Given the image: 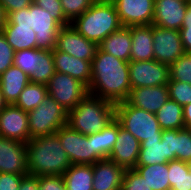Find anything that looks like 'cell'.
Listing matches in <instances>:
<instances>
[{
    "label": "cell",
    "mask_w": 191,
    "mask_h": 190,
    "mask_svg": "<svg viewBox=\"0 0 191 190\" xmlns=\"http://www.w3.org/2000/svg\"><path fill=\"white\" fill-rule=\"evenodd\" d=\"M91 68L89 94L114 104L126 101L131 90L129 62L103 52L98 47Z\"/></svg>",
    "instance_id": "1"
},
{
    "label": "cell",
    "mask_w": 191,
    "mask_h": 190,
    "mask_svg": "<svg viewBox=\"0 0 191 190\" xmlns=\"http://www.w3.org/2000/svg\"><path fill=\"white\" fill-rule=\"evenodd\" d=\"M26 145L29 175L63 176L72 165L56 134L32 138Z\"/></svg>",
    "instance_id": "2"
},
{
    "label": "cell",
    "mask_w": 191,
    "mask_h": 190,
    "mask_svg": "<svg viewBox=\"0 0 191 190\" xmlns=\"http://www.w3.org/2000/svg\"><path fill=\"white\" fill-rule=\"evenodd\" d=\"M70 24L83 37L97 45L111 33L123 27L114 3L101 0H96L89 9Z\"/></svg>",
    "instance_id": "3"
},
{
    "label": "cell",
    "mask_w": 191,
    "mask_h": 190,
    "mask_svg": "<svg viewBox=\"0 0 191 190\" xmlns=\"http://www.w3.org/2000/svg\"><path fill=\"white\" fill-rule=\"evenodd\" d=\"M115 108L116 104L88 93L68 111L67 125L86 136L100 132L115 119Z\"/></svg>",
    "instance_id": "4"
},
{
    "label": "cell",
    "mask_w": 191,
    "mask_h": 190,
    "mask_svg": "<svg viewBox=\"0 0 191 190\" xmlns=\"http://www.w3.org/2000/svg\"><path fill=\"white\" fill-rule=\"evenodd\" d=\"M115 119L140 143L145 140L161 139V130L156 114L130 105L127 101L116 104Z\"/></svg>",
    "instance_id": "5"
},
{
    "label": "cell",
    "mask_w": 191,
    "mask_h": 190,
    "mask_svg": "<svg viewBox=\"0 0 191 190\" xmlns=\"http://www.w3.org/2000/svg\"><path fill=\"white\" fill-rule=\"evenodd\" d=\"M68 112L49 95L28 113L30 139L55 134L67 124Z\"/></svg>",
    "instance_id": "6"
},
{
    "label": "cell",
    "mask_w": 191,
    "mask_h": 190,
    "mask_svg": "<svg viewBox=\"0 0 191 190\" xmlns=\"http://www.w3.org/2000/svg\"><path fill=\"white\" fill-rule=\"evenodd\" d=\"M13 65L24 71L31 83L47 85L56 72L52 50L34 48L16 51Z\"/></svg>",
    "instance_id": "7"
},
{
    "label": "cell",
    "mask_w": 191,
    "mask_h": 190,
    "mask_svg": "<svg viewBox=\"0 0 191 190\" xmlns=\"http://www.w3.org/2000/svg\"><path fill=\"white\" fill-rule=\"evenodd\" d=\"M71 164L93 165L101 160L95 153L93 145V134L83 135L71 129L67 124L55 133Z\"/></svg>",
    "instance_id": "8"
},
{
    "label": "cell",
    "mask_w": 191,
    "mask_h": 190,
    "mask_svg": "<svg viewBox=\"0 0 191 190\" xmlns=\"http://www.w3.org/2000/svg\"><path fill=\"white\" fill-rule=\"evenodd\" d=\"M48 95L67 110L74 109L89 93L88 87L65 73L55 72L47 84Z\"/></svg>",
    "instance_id": "9"
},
{
    "label": "cell",
    "mask_w": 191,
    "mask_h": 190,
    "mask_svg": "<svg viewBox=\"0 0 191 190\" xmlns=\"http://www.w3.org/2000/svg\"><path fill=\"white\" fill-rule=\"evenodd\" d=\"M29 26L36 33V48L54 50L61 25L50 16V13L32 3L29 6Z\"/></svg>",
    "instance_id": "10"
},
{
    "label": "cell",
    "mask_w": 191,
    "mask_h": 190,
    "mask_svg": "<svg viewBox=\"0 0 191 190\" xmlns=\"http://www.w3.org/2000/svg\"><path fill=\"white\" fill-rule=\"evenodd\" d=\"M131 88L167 85L170 80L169 66L156 60L130 61Z\"/></svg>",
    "instance_id": "11"
},
{
    "label": "cell",
    "mask_w": 191,
    "mask_h": 190,
    "mask_svg": "<svg viewBox=\"0 0 191 190\" xmlns=\"http://www.w3.org/2000/svg\"><path fill=\"white\" fill-rule=\"evenodd\" d=\"M154 60L170 66L185 53L180 32L153 25Z\"/></svg>",
    "instance_id": "12"
},
{
    "label": "cell",
    "mask_w": 191,
    "mask_h": 190,
    "mask_svg": "<svg viewBox=\"0 0 191 190\" xmlns=\"http://www.w3.org/2000/svg\"><path fill=\"white\" fill-rule=\"evenodd\" d=\"M55 49L65 52L77 59L92 62L98 49V45L83 37L70 24L61 27L58 33Z\"/></svg>",
    "instance_id": "13"
},
{
    "label": "cell",
    "mask_w": 191,
    "mask_h": 190,
    "mask_svg": "<svg viewBox=\"0 0 191 190\" xmlns=\"http://www.w3.org/2000/svg\"><path fill=\"white\" fill-rule=\"evenodd\" d=\"M0 136L27 143L30 140L28 113L14 104L0 110Z\"/></svg>",
    "instance_id": "14"
},
{
    "label": "cell",
    "mask_w": 191,
    "mask_h": 190,
    "mask_svg": "<svg viewBox=\"0 0 191 190\" xmlns=\"http://www.w3.org/2000/svg\"><path fill=\"white\" fill-rule=\"evenodd\" d=\"M0 173L28 174L26 143L0 136Z\"/></svg>",
    "instance_id": "15"
},
{
    "label": "cell",
    "mask_w": 191,
    "mask_h": 190,
    "mask_svg": "<svg viewBox=\"0 0 191 190\" xmlns=\"http://www.w3.org/2000/svg\"><path fill=\"white\" fill-rule=\"evenodd\" d=\"M123 27L152 25L155 0H114Z\"/></svg>",
    "instance_id": "16"
},
{
    "label": "cell",
    "mask_w": 191,
    "mask_h": 190,
    "mask_svg": "<svg viewBox=\"0 0 191 190\" xmlns=\"http://www.w3.org/2000/svg\"><path fill=\"white\" fill-rule=\"evenodd\" d=\"M141 143L118 122V136L108 159L125 170L134 169L138 162Z\"/></svg>",
    "instance_id": "17"
},
{
    "label": "cell",
    "mask_w": 191,
    "mask_h": 190,
    "mask_svg": "<svg viewBox=\"0 0 191 190\" xmlns=\"http://www.w3.org/2000/svg\"><path fill=\"white\" fill-rule=\"evenodd\" d=\"M188 6L187 0H155L152 24L179 31Z\"/></svg>",
    "instance_id": "18"
},
{
    "label": "cell",
    "mask_w": 191,
    "mask_h": 190,
    "mask_svg": "<svg viewBox=\"0 0 191 190\" xmlns=\"http://www.w3.org/2000/svg\"><path fill=\"white\" fill-rule=\"evenodd\" d=\"M168 99L169 92L167 85H160L154 87L131 88L126 101L132 106L156 114Z\"/></svg>",
    "instance_id": "19"
},
{
    "label": "cell",
    "mask_w": 191,
    "mask_h": 190,
    "mask_svg": "<svg viewBox=\"0 0 191 190\" xmlns=\"http://www.w3.org/2000/svg\"><path fill=\"white\" fill-rule=\"evenodd\" d=\"M125 169L110 159L93 164V190H121Z\"/></svg>",
    "instance_id": "20"
},
{
    "label": "cell",
    "mask_w": 191,
    "mask_h": 190,
    "mask_svg": "<svg viewBox=\"0 0 191 190\" xmlns=\"http://www.w3.org/2000/svg\"><path fill=\"white\" fill-rule=\"evenodd\" d=\"M161 140L165 141L166 158L169 161H191V129L163 130Z\"/></svg>",
    "instance_id": "21"
},
{
    "label": "cell",
    "mask_w": 191,
    "mask_h": 190,
    "mask_svg": "<svg viewBox=\"0 0 191 190\" xmlns=\"http://www.w3.org/2000/svg\"><path fill=\"white\" fill-rule=\"evenodd\" d=\"M52 54L56 72L70 75L72 78L79 80L89 87L92 76L90 61L77 59L56 49L52 50Z\"/></svg>",
    "instance_id": "22"
},
{
    "label": "cell",
    "mask_w": 191,
    "mask_h": 190,
    "mask_svg": "<svg viewBox=\"0 0 191 190\" xmlns=\"http://www.w3.org/2000/svg\"><path fill=\"white\" fill-rule=\"evenodd\" d=\"M129 28L132 39L130 61L154 60L153 24L129 26Z\"/></svg>",
    "instance_id": "23"
},
{
    "label": "cell",
    "mask_w": 191,
    "mask_h": 190,
    "mask_svg": "<svg viewBox=\"0 0 191 190\" xmlns=\"http://www.w3.org/2000/svg\"><path fill=\"white\" fill-rule=\"evenodd\" d=\"M29 82V76L24 71L14 65L9 67L0 75V90L4 102L15 104Z\"/></svg>",
    "instance_id": "24"
},
{
    "label": "cell",
    "mask_w": 191,
    "mask_h": 190,
    "mask_svg": "<svg viewBox=\"0 0 191 190\" xmlns=\"http://www.w3.org/2000/svg\"><path fill=\"white\" fill-rule=\"evenodd\" d=\"M98 47L112 56L130 62L132 48L131 31L129 27H122L106 37Z\"/></svg>",
    "instance_id": "25"
},
{
    "label": "cell",
    "mask_w": 191,
    "mask_h": 190,
    "mask_svg": "<svg viewBox=\"0 0 191 190\" xmlns=\"http://www.w3.org/2000/svg\"><path fill=\"white\" fill-rule=\"evenodd\" d=\"M1 32L15 52L36 48V33L30 26L5 23Z\"/></svg>",
    "instance_id": "26"
},
{
    "label": "cell",
    "mask_w": 191,
    "mask_h": 190,
    "mask_svg": "<svg viewBox=\"0 0 191 190\" xmlns=\"http://www.w3.org/2000/svg\"><path fill=\"white\" fill-rule=\"evenodd\" d=\"M66 190H93V165L72 164L63 174Z\"/></svg>",
    "instance_id": "27"
},
{
    "label": "cell",
    "mask_w": 191,
    "mask_h": 190,
    "mask_svg": "<svg viewBox=\"0 0 191 190\" xmlns=\"http://www.w3.org/2000/svg\"><path fill=\"white\" fill-rule=\"evenodd\" d=\"M156 117L161 130H180L185 128L183 120V107L170 98L156 112Z\"/></svg>",
    "instance_id": "28"
},
{
    "label": "cell",
    "mask_w": 191,
    "mask_h": 190,
    "mask_svg": "<svg viewBox=\"0 0 191 190\" xmlns=\"http://www.w3.org/2000/svg\"><path fill=\"white\" fill-rule=\"evenodd\" d=\"M166 158L165 141L161 139L145 140L141 143L139 158L136 166H148L168 163Z\"/></svg>",
    "instance_id": "29"
},
{
    "label": "cell",
    "mask_w": 191,
    "mask_h": 190,
    "mask_svg": "<svg viewBox=\"0 0 191 190\" xmlns=\"http://www.w3.org/2000/svg\"><path fill=\"white\" fill-rule=\"evenodd\" d=\"M134 169L145 179L152 190H170L168 163L135 166Z\"/></svg>",
    "instance_id": "30"
},
{
    "label": "cell",
    "mask_w": 191,
    "mask_h": 190,
    "mask_svg": "<svg viewBox=\"0 0 191 190\" xmlns=\"http://www.w3.org/2000/svg\"><path fill=\"white\" fill-rule=\"evenodd\" d=\"M118 136V121L114 119L100 132L93 133V145L96 155L100 159L110 156L114 143Z\"/></svg>",
    "instance_id": "31"
},
{
    "label": "cell",
    "mask_w": 191,
    "mask_h": 190,
    "mask_svg": "<svg viewBox=\"0 0 191 190\" xmlns=\"http://www.w3.org/2000/svg\"><path fill=\"white\" fill-rule=\"evenodd\" d=\"M47 96V85L29 82L14 105L29 113L37 108Z\"/></svg>",
    "instance_id": "32"
},
{
    "label": "cell",
    "mask_w": 191,
    "mask_h": 190,
    "mask_svg": "<svg viewBox=\"0 0 191 190\" xmlns=\"http://www.w3.org/2000/svg\"><path fill=\"white\" fill-rule=\"evenodd\" d=\"M170 190H191V173L186 162L172 160L168 162Z\"/></svg>",
    "instance_id": "33"
},
{
    "label": "cell",
    "mask_w": 191,
    "mask_h": 190,
    "mask_svg": "<svg viewBox=\"0 0 191 190\" xmlns=\"http://www.w3.org/2000/svg\"><path fill=\"white\" fill-rule=\"evenodd\" d=\"M170 80L191 85V53H184L169 66Z\"/></svg>",
    "instance_id": "34"
},
{
    "label": "cell",
    "mask_w": 191,
    "mask_h": 190,
    "mask_svg": "<svg viewBox=\"0 0 191 190\" xmlns=\"http://www.w3.org/2000/svg\"><path fill=\"white\" fill-rule=\"evenodd\" d=\"M167 87L170 99L182 107L191 103V85L189 83L169 81Z\"/></svg>",
    "instance_id": "35"
},
{
    "label": "cell",
    "mask_w": 191,
    "mask_h": 190,
    "mask_svg": "<svg viewBox=\"0 0 191 190\" xmlns=\"http://www.w3.org/2000/svg\"><path fill=\"white\" fill-rule=\"evenodd\" d=\"M96 0H60L65 18L71 23L82 15Z\"/></svg>",
    "instance_id": "36"
},
{
    "label": "cell",
    "mask_w": 191,
    "mask_h": 190,
    "mask_svg": "<svg viewBox=\"0 0 191 190\" xmlns=\"http://www.w3.org/2000/svg\"><path fill=\"white\" fill-rule=\"evenodd\" d=\"M33 3L50 13L61 26L70 25L65 18L60 0H33Z\"/></svg>",
    "instance_id": "37"
},
{
    "label": "cell",
    "mask_w": 191,
    "mask_h": 190,
    "mask_svg": "<svg viewBox=\"0 0 191 190\" xmlns=\"http://www.w3.org/2000/svg\"><path fill=\"white\" fill-rule=\"evenodd\" d=\"M121 190H152L135 169L124 172Z\"/></svg>",
    "instance_id": "38"
},
{
    "label": "cell",
    "mask_w": 191,
    "mask_h": 190,
    "mask_svg": "<svg viewBox=\"0 0 191 190\" xmlns=\"http://www.w3.org/2000/svg\"><path fill=\"white\" fill-rule=\"evenodd\" d=\"M15 51L0 31V75L13 65Z\"/></svg>",
    "instance_id": "39"
},
{
    "label": "cell",
    "mask_w": 191,
    "mask_h": 190,
    "mask_svg": "<svg viewBox=\"0 0 191 190\" xmlns=\"http://www.w3.org/2000/svg\"><path fill=\"white\" fill-rule=\"evenodd\" d=\"M39 190H66L63 176H39Z\"/></svg>",
    "instance_id": "40"
},
{
    "label": "cell",
    "mask_w": 191,
    "mask_h": 190,
    "mask_svg": "<svg viewBox=\"0 0 191 190\" xmlns=\"http://www.w3.org/2000/svg\"><path fill=\"white\" fill-rule=\"evenodd\" d=\"M26 175L0 173V190H19L22 178Z\"/></svg>",
    "instance_id": "41"
},
{
    "label": "cell",
    "mask_w": 191,
    "mask_h": 190,
    "mask_svg": "<svg viewBox=\"0 0 191 190\" xmlns=\"http://www.w3.org/2000/svg\"><path fill=\"white\" fill-rule=\"evenodd\" d=\"M28 14H29V7L15 11V12H10L6 16V23L8 25L29 26Z\"/></svg>",
    "instance_id": "42"
},
{
    "label": "cell",
    "mask_w": 191,
    "mask_h": 190,
    "mask_svg": "<svg viewBox=\"0 0 191 190\" xmlns=\"http://www.w3.org/2000/svg\"><path fill=\"white\" fill-rule=\"evenodd\" d=\"M33 0H0V5L4 9L6 15L10 12H15L29 7Z\"/></svg>",
    "instance_id": "43"
},
{
    "label": "cell",
    "mask_w": 191,
    "mask_h": 190,
    "mask_svg": "<svg viewBox=\"0 0 191 190\" xmlns=\"http://www.w3.org/2000/svg\"><path fill=\"white\" fill-rule=\"evenodd\" d=\"M19 190H39V176L27 174L20 182Z\"/></svg>",
    "instance_id": "44"
},
{
    "label": "cell",
    "mask_w": 191,
    "mask_h": 190,
    "mask_svg": "<svg viewBox=\"0 0 191 190\" xmlns=\"http://www.w3.org/2000/svg\"><path fill=\"white\" fill-rule=\"evenodd\" d=\"M179 32L185 53H191V29H180Z\"/></svg>",
    "instance_id": "45"
},
{
    "label": "cell",
    "mask_w": 191,
    "mask_h": 190,
    "mask_svg": "<svg viewBox=\"0 0 191 190\" xmlns=\"http://www.w3.org/2000/svg\"><path fill=\"white\" fill-rule=\"evenodd\" d=\"M183 120L185 128L191 129V103L183 107Z\"/></svg>",
    "instance_id": "46"
},
{
    "label": "cell",
    "mask_w": 191,
    "mask_h": 190,
    "mask_svg": "<svg viewBox=\"0 0 191 190\" xmlns=\"http://www.w3.org/2000/svg\"><path fill=\"white\" fill-rule=\"evenodd\" d=\"M181 29H191V6L189 5Z\"/></svg>",
    "instance_id": "47"
},
{
    "label": "cell",
    "mask_w": 191,
    "mask_h": 190,
    "mask_svg": "<svg viewBox=\"0 0 191 190\" xmlns=\"http://www.w3.org/2000/svg\"><path fill=\"white\" fill-rule=\"evenodd\" d=\"M6 13L4 11V9L2 8V6L0 5V31L3 27V25L6 23Z\"/></svg>",
    "instance_id": "48"
},
{
    "label": "cell",
    "mask_w": 191,
    "mask_h": 190,
    "mask_svg": "<svg viewBox=\"0 0 191 190\" xmlns=\"http://www.w3.org/2000/svg\"><path fill=\"white\" fill-rule=\"evenodd\" d=\"M6 105L2 97V91L0 90V110Z\"/></svg>",
    "instance_id": "49"
},
{
    "label": "cell",
    "mask_w": 191,
    "mask_h": 190,
    "mask_svg": "<svg viewBox=\"0 0 191 190\" xmlns=\"http://www.w3.org/2000/svg\"><path fill=\"white\" fill-rule=\"evenodd\" d=\"M186 165H187L188 171L191 173V161H188Z\"/></svg>",
    "instance_id": "50"
},
{
    "label": "cell",
    "mask_w": 191,
    "mask_h": 190,
    "mask_svg": "<svg viewBox=\"0 0 191 190\" xmlns=\"http://www.w3.org/2000/svg\"><path fill=\"white\" fill-rule=\"evenodd\" d=\"M101 1H105V2H113L114 0H101Z\"/></svg>",
    "instance_id": "51"
}]
</instances>
